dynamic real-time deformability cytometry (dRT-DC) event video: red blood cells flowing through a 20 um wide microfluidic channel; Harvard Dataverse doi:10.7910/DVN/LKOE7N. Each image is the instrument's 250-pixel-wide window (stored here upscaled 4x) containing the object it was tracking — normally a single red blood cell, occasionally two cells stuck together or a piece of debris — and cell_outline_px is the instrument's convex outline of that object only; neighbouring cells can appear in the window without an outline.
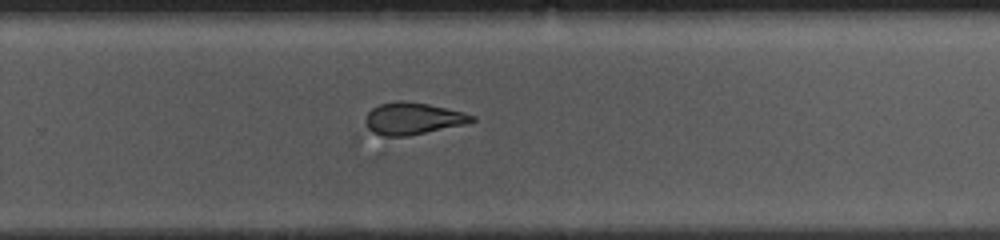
{"species": "common noctule bat (a hibernating species)", "species_latin": "Nyctalus noctula", "temperature_condition": "cold", "stored_images_in_passage": 41, "camera_frame_rate_fps": 3000, "um_per_image_px": 0.085, "animal": {"sex": "female", "body_mass_g": 10.0, "forearm_length_mm": 53.1}, "frame": {"image": 1, "passage_image": 34, "time_ms": 11.0, "image_size_px": [1000, 240], "cell_outline_px": [[476, 120], [468, 124], [388, 140], [372, 132], [368, 128], [364, 120], [368, 112], [372, 108], [380, 104], [428, 104], [464, 112], [476, 116]], "centroid_in_image_um": [35.11, 10.17], "position_along_channel_um": 294.7, "area_um2": 19.71}}